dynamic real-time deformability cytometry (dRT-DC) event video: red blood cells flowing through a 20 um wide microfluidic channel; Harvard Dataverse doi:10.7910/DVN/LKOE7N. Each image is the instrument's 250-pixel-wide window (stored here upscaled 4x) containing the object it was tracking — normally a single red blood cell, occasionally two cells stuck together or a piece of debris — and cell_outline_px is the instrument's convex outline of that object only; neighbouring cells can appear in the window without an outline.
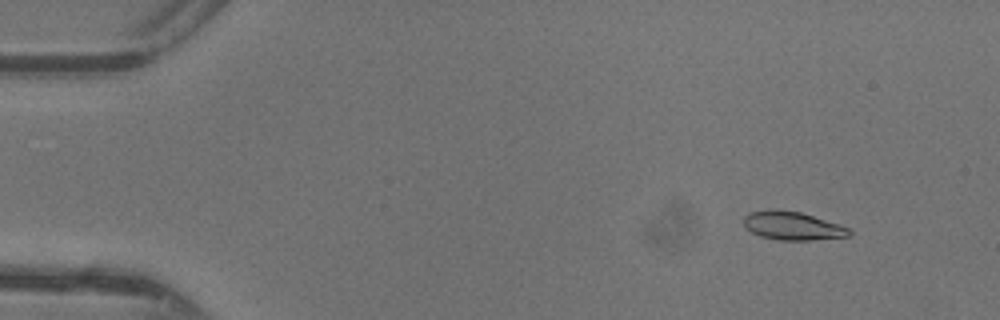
{"species": "common noctule bat (a hibernating species)", "species_latin": "Nyctalus noctula", "temperature_condition": "warm", "stored_images_in_passage": 19, "camera_frame_rate_fps": 3000, "um_per_image_px": 0.085, "animal": {"sex": "female"}, "frame": {"image": 1, "passage_image": 5, "time_ms": 1.333, "image_size_px": [1000, 320], "cell_outline_px": [[852, 236], [812, 240], [776, 240], [760, 236], [744, 228], [744, 216], [748, 212], [768, 208], [776, 208], [800, 212], [840, 224], [848, 228], [852, 232]], "centroid_in_image_um": [67.33, 19.18], "position_along_channel_um": 17.7, "area_um2": 17.86}}
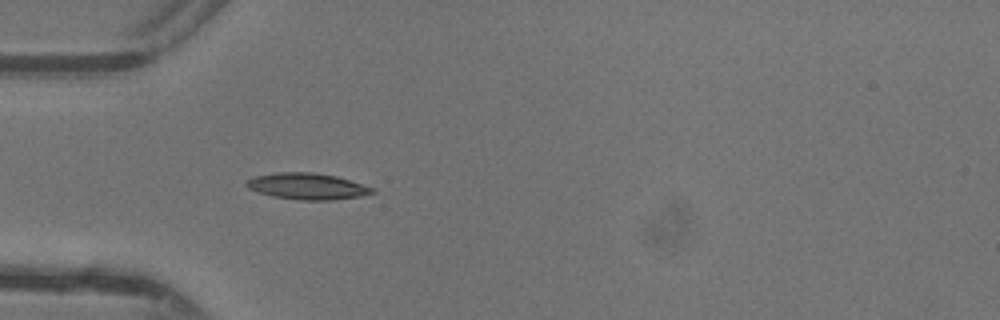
{"frame": {"image": 2, "passage_image": 15, "time_ms": 4.667, "image_size_px": [1000, 320], "cell_outline_px": [[376, 192], [360, 196], [332, 200], [296, 200], [272, 196], [248, 188], [244, 184], [244, 180], [252, 176], [276, 172], [312, 172], [336, 176], [376, 188]], "centroid_in_image_um": [26.09, 15.83], "position_along_channel_um": 58.9, "area_um2": 19.54}}
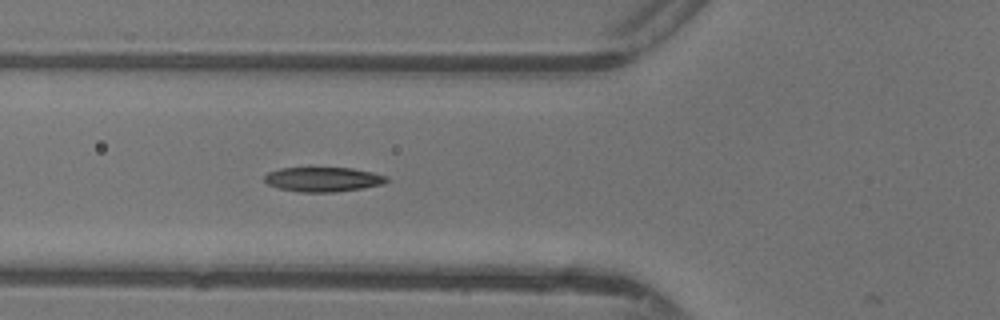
{"frame": {"image": 3, "passage_image": 18, "time_ms": 5.667, "image_size_px": [1000, 320], "cell_outline_px": [[388, 180], [384, 184], [364, 188], [336, 192], [300, 192], [276, 188], [268, 184], [264, 180], [264, 176], [268, 172], [280, 168], [308, 164], [352, 168], [372, 172], [388, 176]], "centroid_in_image_um": [27.42, 15.19], "position_along_channel_um": 98.4, "area_um2": 18.67}}